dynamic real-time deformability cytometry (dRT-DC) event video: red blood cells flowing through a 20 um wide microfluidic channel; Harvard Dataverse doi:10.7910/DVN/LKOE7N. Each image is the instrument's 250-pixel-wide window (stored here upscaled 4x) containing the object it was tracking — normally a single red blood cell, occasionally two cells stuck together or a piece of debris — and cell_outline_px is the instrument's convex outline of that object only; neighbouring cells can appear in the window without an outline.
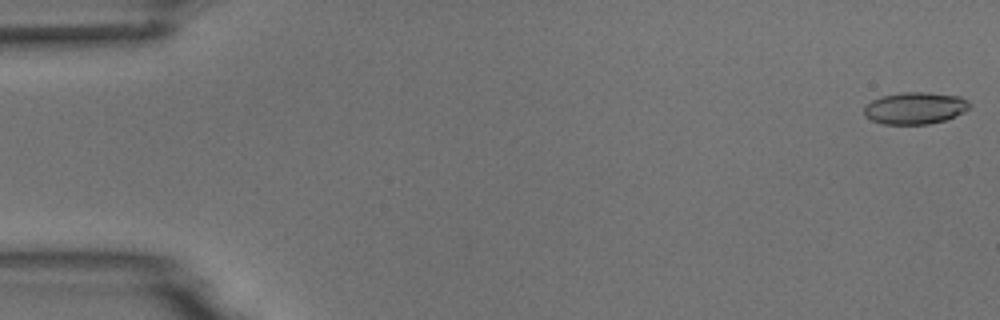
{"species": "common noctule bat (a hibernating species)", "species_latin": "Nyctalus noctula", "temperature_condition": "room temperature", "stored_images_in_passage": 6, "camera_frame_rate_fps": 3000, "um_per_image_px": 0.085, "animal": {"sex": "male", "body_mass_g": 18.8}, "frame": {"image": 1, "passage_image": 1, "time_ms": 0.0, "image_size_px": [1000, 320], "cell_outline_px": [[972, 104], [964, 112], [956, 116], [944, 120], [928, 124], [884, 124], [872, 120], [864, 116], [864, 108], [872, 100], [880, 96], [900, 92], [924, 92], [960, 96], [968, 100]], "centroid_in_image_um": [77.79, 9.18], "position_along_channel_um": 7.2, "area_um2": 19.71}}